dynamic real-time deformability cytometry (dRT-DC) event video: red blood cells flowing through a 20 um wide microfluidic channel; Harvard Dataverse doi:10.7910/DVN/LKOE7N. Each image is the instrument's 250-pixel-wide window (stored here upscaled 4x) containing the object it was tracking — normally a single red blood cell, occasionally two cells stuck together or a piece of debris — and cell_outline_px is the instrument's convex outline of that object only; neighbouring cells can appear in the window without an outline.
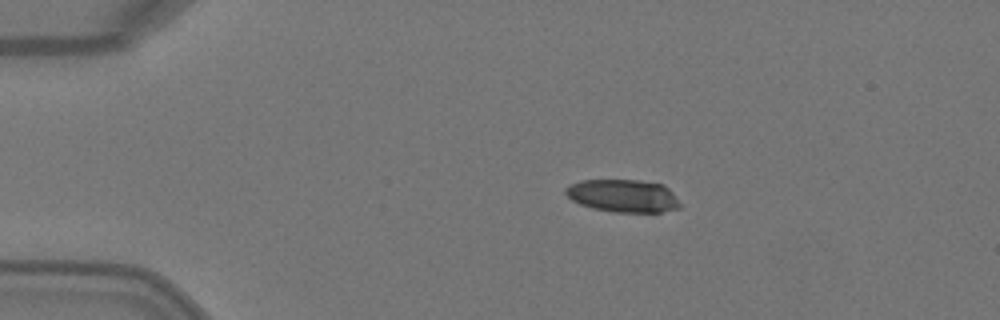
{"species": "Egyptian fruit bat (a non-hibernating species)", "species_latin": "Rousettus aegyptiacus", "temperature_condition": "warm", "stored_images_in_passage": 7, "camera_frame_rate_fps": 3000, "um_per_image_px": 0.085, "animal": {"sex": "female"}, "frame": {"image": 1, "passage_image": 2, "time_ms": 0.333, "image_size_px": [1000, 320], "cell_outline_px": [[680, 208], [660, 212], [616, 212], [592, 208], [580, 204], [572, 200], [564, 192], [564, 188], [580, 180], [640, 180], [664, 184], [672, 192], [680, 204]], "centroid_in_image_um": [52.96, 16.64], "position_along_channel_um": 32.0, "area_um2": 21.85}}
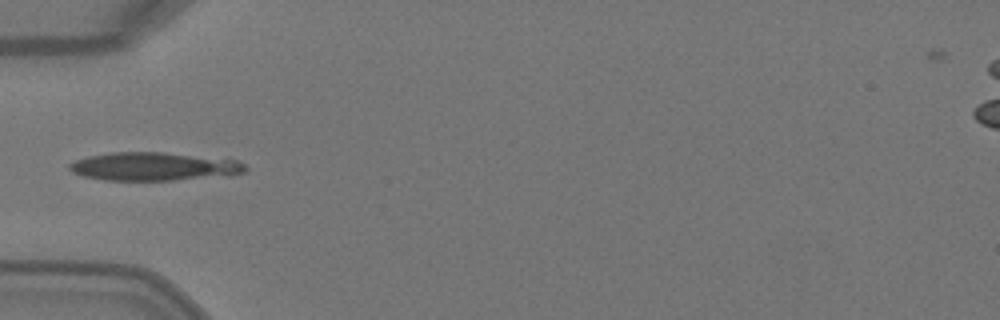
{"frame": {"image": 2, "passage_image": 4, "time_ms": 1.0, "image_size_px": [1000, 320], "cell_outline_px": [[248, 168], [244, 172], [172, 180], [104, 180], [84, 176], [72, 172], [68, 168], [68, 164], [76, 160], [88, 156], [112, 152], [164, 152], [236, 160], [244, 164]], "centroid_in_image_um": [12.98, 14.14], "position_along_channel_um": 72.0, "area_um2": 28.44}}